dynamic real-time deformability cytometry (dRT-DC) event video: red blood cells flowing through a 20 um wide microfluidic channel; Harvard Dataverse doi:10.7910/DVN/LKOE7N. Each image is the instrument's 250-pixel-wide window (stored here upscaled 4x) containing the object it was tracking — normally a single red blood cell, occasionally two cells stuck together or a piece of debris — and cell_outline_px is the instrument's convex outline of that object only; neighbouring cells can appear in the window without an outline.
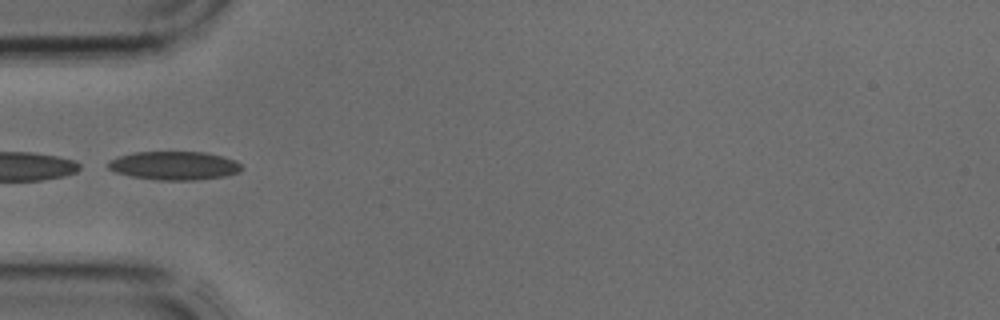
{"species": "common noctule bat (a hibernating species)", "species_latin": "Nyctalus noctula", "temperature_condition": "cold", "stored_images_in_passage": 4, "camera_frame_rate_fps": 3000, "um_per_image_px": 0.085, "animal": {"sex": "male", "body_mass_g": 17.9, "forearm_length_mm": 54.2}, "frame": {"image": 1, "passage_image": 4, "time_ms": 1.0, "image_size_px": [1000, 320], "cell_outline_px": [[244, 168], [240, 172], [224, 176], [192, 180], [160, 180], [132, 176], [116, 172], [108, 168], [108, 160], [132, 152], [204, 152], [236, 160]], "centroid_in_image_um": [14.82, 14.07], "position_along_channel_um": 70.2, "area_um2": 22.08}}